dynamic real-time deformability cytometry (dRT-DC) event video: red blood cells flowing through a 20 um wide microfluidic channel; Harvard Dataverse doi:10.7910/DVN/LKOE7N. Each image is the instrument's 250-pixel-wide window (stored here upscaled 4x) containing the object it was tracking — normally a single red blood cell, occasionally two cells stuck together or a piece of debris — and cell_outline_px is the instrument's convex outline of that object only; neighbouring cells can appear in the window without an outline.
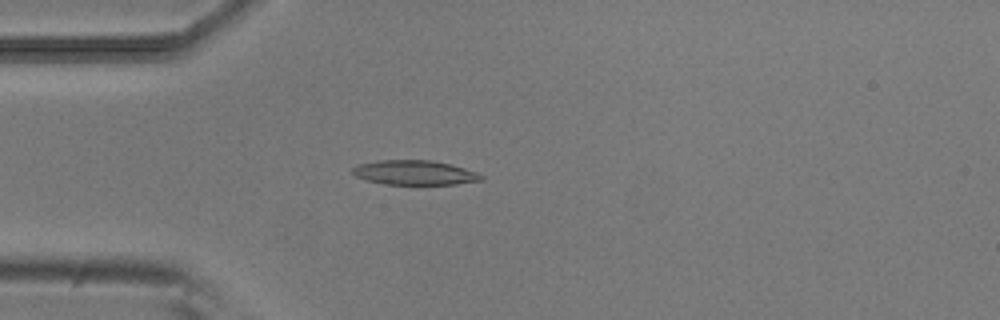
{"species": "common noctule bat (a hibernating species)", "species_latin": "Nyctalus noctula", "temperature_condition": "room temperature", "stored_images_in_passage": 44, "camera_frame_rate_fps": 3000, "um_per_image_px": 0.085, "animal": {"sex": "male", "body_mass_g": 20.5, "forearm_length_mm": 52.5}, "frame": {"image": 1, "passage_image": 6, "time_ms": 1.667, "image_size_px": [1000, 320], "cell_outline_px": [[484, 180], [456, 184], [384, 184], [368, 180], [356, 176], [352, 172], [352, 168], [360, 164], [380, 160], [432, 160], [452, 164], [476, 172], [484, 176]], "centroid_in_image_um": [35.28, 14.67], "position_along_channel_um": 49.7, "area_um2": 18.32}}
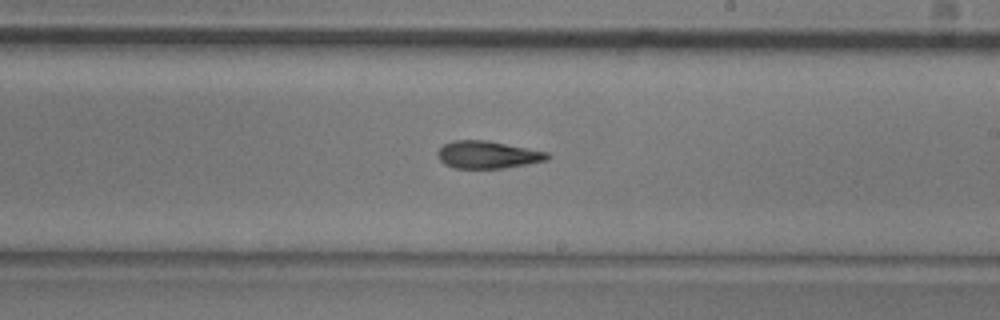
{"frame": {"image": 2, "passage_image": 22, "time_ms": 7.0, "image_size_px": [1000, 320], "cell_outline_px": [[552, 156], [548, 160], [528, 164], [504, 168], [456, 168], [444, 164], [440, 160], [436, 152], [444, 144], [456, 140], [488, 140], [548, 152]], "centroid_in_image_um": [41.48, 13.15], "position_along_channel_um": 247.5, "area_um2": 17.63}}
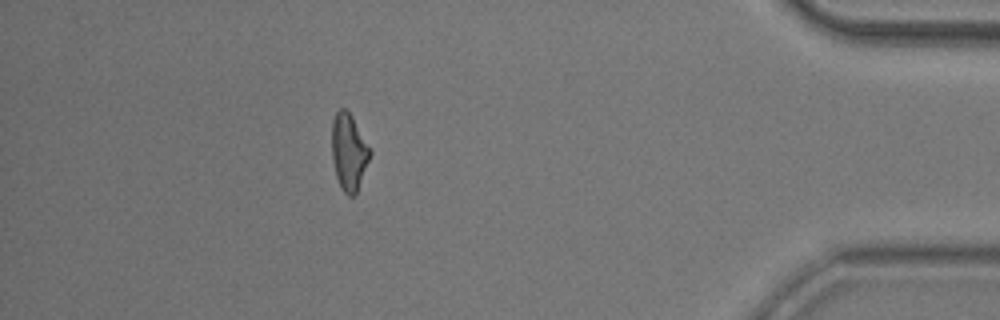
{"frame": {"image": 3, "passage_image": 38, "time_ms": 12.333, "image_size_px": [1000, 320], "cell_outline_px": [[372, 152], [356, 196], [348, 196], [340, 188], [336, 176], [332, 160], [332, 120], [336, 112], [340, 108], [344, 108], [352, 116], [372, 148]], "centroid_in_image_um": [29.67, 12.94], "position_along_channel_um": 405.5, "area_um2": 17.46}, "authors_computed_cell_mechanics": {"area_um2": 17.5712, "velocity_mm_per_s": 3.8852, "shape_relaxation_time_tau1_ms": 9.6824, "shape_relaxation_time_tau2_ms": 5.232, "deformation_change_tau1": 0.2217, "deformation_change_tau2": 0.1477}}